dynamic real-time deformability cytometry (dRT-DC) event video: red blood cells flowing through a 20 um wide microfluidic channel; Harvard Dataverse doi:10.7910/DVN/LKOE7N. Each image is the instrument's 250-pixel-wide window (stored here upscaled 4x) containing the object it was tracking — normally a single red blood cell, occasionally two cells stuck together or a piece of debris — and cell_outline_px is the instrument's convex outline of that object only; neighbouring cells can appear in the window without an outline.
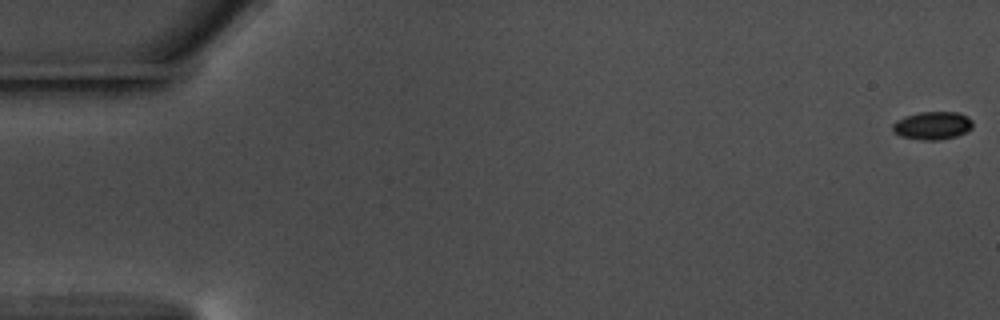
{"species": "common noctule bat (a hibernating species)", "species_latin": "Nyctalus noctula", "temperature_condition": "warm", "stored_images_in_passage": 58, "camera_frame_rate_fps": 3000, "um_per_image_px": 0.085, "animal": {"sex": "male", "body_mass_g": 17.5, "forearm_length_mm": 52.3}, "frame": {"image": 1, "passage_image": 1, "time_ms": 0.0, "image_size_px": [1000, 320], "cell_outline_px": [[972, 128], [968, 132], [956, 136], [940, 140], [924, 140], [900, 136], [892, 132], [892, 124], [896, 120], [904, 116], [920, 112], [956, 112], [968, 116], [972, 120]], "centroid_in_image_um": [79.25, 10.67], "position_along_channel_um": 5.7, "area_um2": 13.24}}
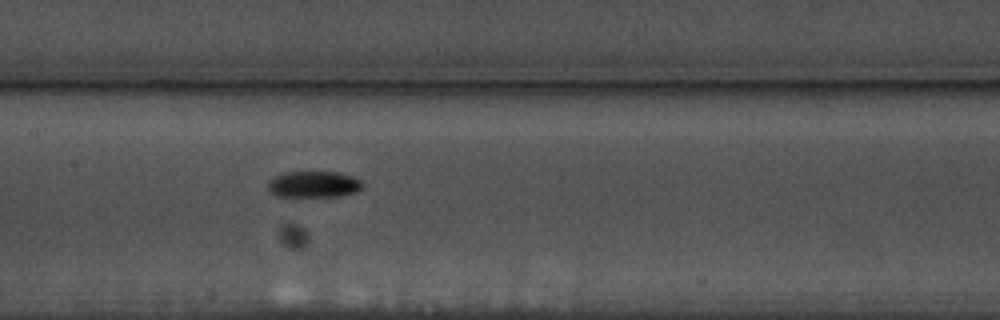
{"frame": {"image": 2, "passage_image": 29, "time_ms": 9.333, "image_size_px": [1000, 320], "cell_outline_px": [[364, 188], [356, 192], [340, 196], [292, 200], [284, 200], [276, 196], [268, 188], [268, 180], [272, 176], [284, 172], [340, 172], [352, 176], [360, 180], [364, 184]], "centroid_in_image_um": [26.61, 15.73], "position_along_channel_um": 180.8, "area_um2": 15.72}}
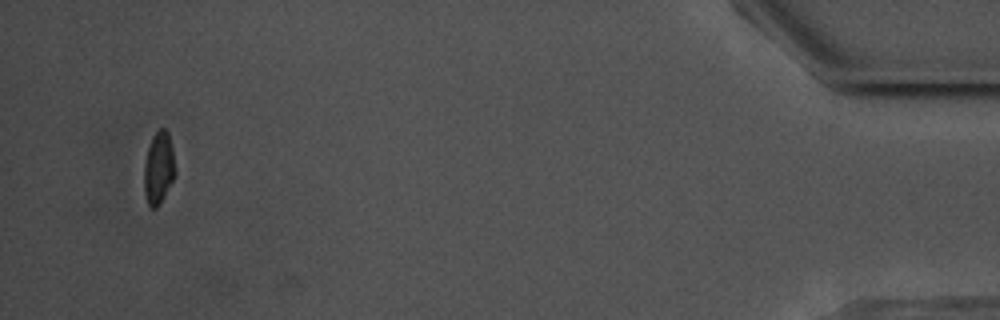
{"frame": {"image": 3, "passage_image": 56, "time_ms": 18.333, "image_size_px": [1000, 320], "cell_outline_px": [[176, 172], [160, 204], [156, 208], [152, 208], [148, 204], [144, 192], [144, 164], [148, 148], [152, 136], [160, 128], [164, 128], [168, 132], [172, 148]], "centroid_in_image_um": [13.48, 14.27], "position_along_channel_um": 421.7, "area_um2": 13.01}, "authors_computed_cell_mechanics": {"area_um2": 13.7853, "velocity_mm_per_s": 3.574, "shape_relaxation_time_tau1_ms": 2.9603, "shape_relaxation_time_tau2_ms": null, "deformation_change_tau1": 0.1282, "deformation_change_tau2": null}}